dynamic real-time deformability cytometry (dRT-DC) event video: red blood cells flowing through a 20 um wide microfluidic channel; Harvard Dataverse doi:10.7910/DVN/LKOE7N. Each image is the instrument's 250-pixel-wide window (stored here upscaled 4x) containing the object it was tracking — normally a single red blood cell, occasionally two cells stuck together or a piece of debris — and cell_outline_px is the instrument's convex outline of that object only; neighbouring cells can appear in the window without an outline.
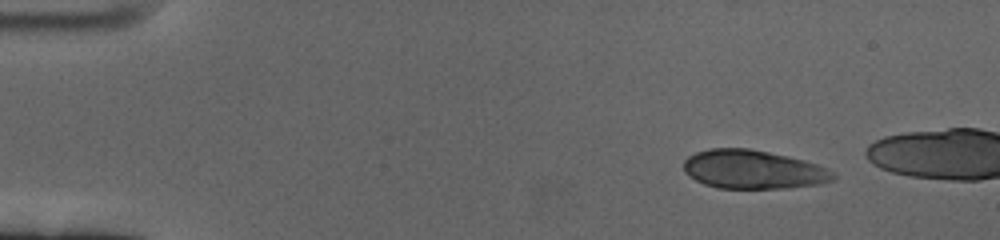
{"species": "human", "species_latin": "Homo sapiens", "temperature_condition": "cold", "stored_images_in_passage": 12, "camera_frame_rate_fps": 3000, "um_per_image_px": 0.085, "donor": {"sex": "female"}, "frame": {"image": 1, "passage_image": 1, "time_ms": 0.0, "image_size_px": [1000, 240], "cell_outline_px": [[836, 180], [820, 184], [788, 188], [716, 188], [704, 184], [688, 176], [684, 172], [684, 160], [688, 156], [696, 152], [708, 148], [748, 148], [788, 156], [804, 160], [816, 164], [832, 172], [836, 176]], "centroid_in_image_um": [64.0, 14.41], "position_along_channel_um": 21.0, "area_um2": 33.87}}